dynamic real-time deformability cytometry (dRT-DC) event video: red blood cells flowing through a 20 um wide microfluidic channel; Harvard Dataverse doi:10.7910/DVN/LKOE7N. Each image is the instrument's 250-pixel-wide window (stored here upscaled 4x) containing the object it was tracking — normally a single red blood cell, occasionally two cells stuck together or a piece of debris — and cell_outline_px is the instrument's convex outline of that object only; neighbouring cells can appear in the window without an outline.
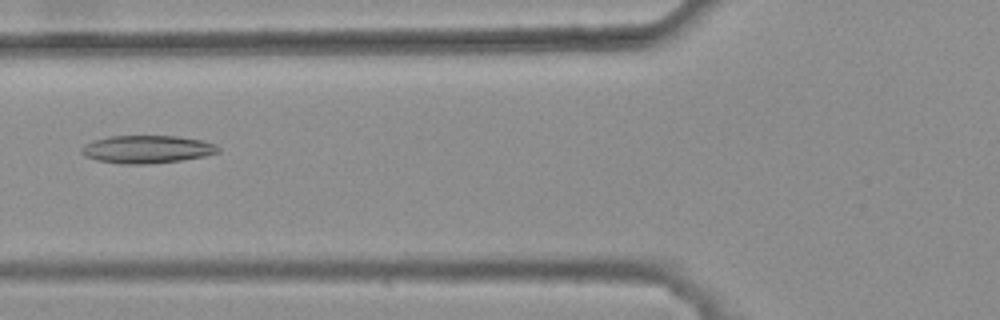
{"species": "common noctule bat (a hibernating species)", "species_latin": "Nyctalus noctula", "temperature_condition": "warm", "stored_images_in_passage": 46, "camera_frame_rate_fps": 3000, "um_per_image_px": 0.085, "animal": {"sex": "female", "body_mass_g": 25.1}, "frame": {"image": 1, "passage_image": 19, "time_ms": 6.0, "image_size_px": [1000, 320], "cell_outline_px": [[220, 152], [204, 156], [180, 160], [148, 164], [120, 164], [96, 160], [84, 156], [80, 152], [80, 148], [84, 144], [108, 136], [176, 136], [204, 140], [216, 144], [220, 148]], "centroid_in_image_um": [12.49, 12.69], "position_along_channel_um": 113.3, "area_um2": 22.31}}
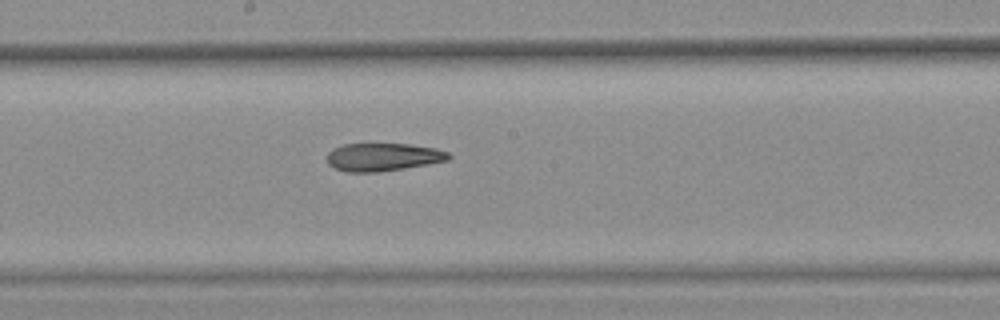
{"frame": {"image": 2, "passage_image": 27, "time_ms": 8.667, "image_size_px": [1000, 320], "cell_outline_px": [[452, 156], [448, 160], [404, 168], [376, 172], [348, 172], [336, 168], [328, 164], [328, 152], [332, 148], [344, 144], [408, 144], [436, 148], [448, 152]], "centroid_in_image_um": [32.55, 13.34], "position_along_channel_um": 215.6, "area_um2": 19.65}}
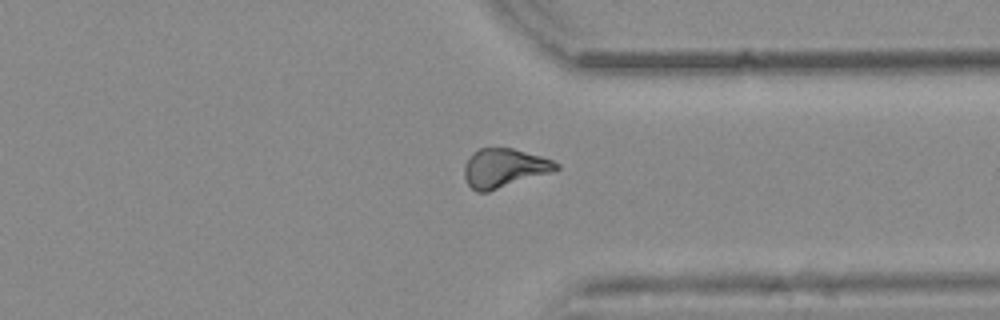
{"frame": {"image": 3, "passage_image": 39, "time_ms": 12.667, "image_size_px": [1000, 320], "cell_outline_px": [[560, 168], [552, 172], [488, 192], [476, 192], [468, 184], [464, 176], [464, 164], [468, 156], [472, 152], [480, 148], [512, 148], [540, 156], [552, 160], [560, 164]], "centroid_in_image_um": [42.83, 14.28], "position_along_channel_um": 368.6, "area_um2": 20.92}, "authors_computed_cell_mechanics": {"area_um2": 21.0103, "velocity_mm_per_s": 3.8437, "shape_relaxation_time_tau1_ms": null, "shape_relaxation_time_tau2_ms": 5.704, "deformation_change_tau1": null, "deformation_change_tau2": 0.1535}}